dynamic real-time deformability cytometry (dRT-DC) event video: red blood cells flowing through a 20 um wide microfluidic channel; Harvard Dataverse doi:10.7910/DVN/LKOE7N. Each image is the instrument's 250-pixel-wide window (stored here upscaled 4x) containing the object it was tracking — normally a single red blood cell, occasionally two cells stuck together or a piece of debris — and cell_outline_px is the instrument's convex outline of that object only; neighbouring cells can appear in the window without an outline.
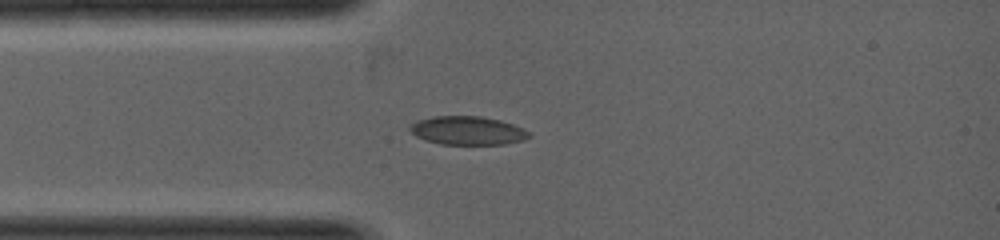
{"species": "common noctule bat (a hibernating species)", "species_latin": "Nyctalus noctula", "temperature_condition": "warm", "stored_images_in_passage": 1, "camera_frame_rate_fps": 5000, "um_per_image_px": 0.085, "animal": {"sex": "female", "body_mass_g": 19.0, "forearm_length_mm": 53.3}, "frame": {"image": 1, "passage_image": 1, "time_ms": 0.0, "image_size_px": [1000, 240], "cell_outline_px": [[532, 136], [520, 140], [504, 144], [440, 144], [416, 136], [408, 128], [408, 124], [416, 120], [432, 116], [480, 116], [500, 120], [524, 128]], "centroid_in_image_um": [39.7, 11.08], "position_along_channel_um": 45.3, "area_um2": 19.77}}